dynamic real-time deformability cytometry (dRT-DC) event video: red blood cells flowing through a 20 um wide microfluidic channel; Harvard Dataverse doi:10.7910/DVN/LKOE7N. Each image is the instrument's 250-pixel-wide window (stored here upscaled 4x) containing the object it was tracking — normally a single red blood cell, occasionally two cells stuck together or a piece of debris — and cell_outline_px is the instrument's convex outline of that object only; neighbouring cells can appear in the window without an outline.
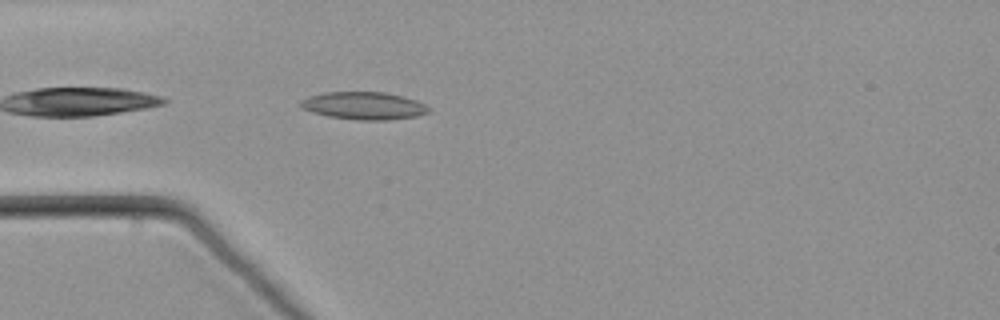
{"species": "common noctule bat (a hibernating species)", "species_latin": "Nyctalus noctula", "temperature_condition": "warm", "stored_images_in_passage": 6, "camera_frame_rate_fps": 3000, "um_per_image_px": 0.085, "animal": {"sex": "male", "body_mass_g": 21.5, "forearm_length_mm": 52.0}, "frame": {"image": 1, "passage_image": 2, "time_ms": 0.333, "image_size_px": [1000, 320], "cell_outline_px": [[432, 108], [428, 112], [416, 116], [388, 120], [356, 120], [328, 116], [312, 112], [300, 108], [300, 100], [308, 96], [324, 92], [384, 92], [404, 96], [416, 100]], "centroid_in_image_um": [30.91, 8.98], "position_along_channel_um": 54.1, "area_um2": 20.75}}
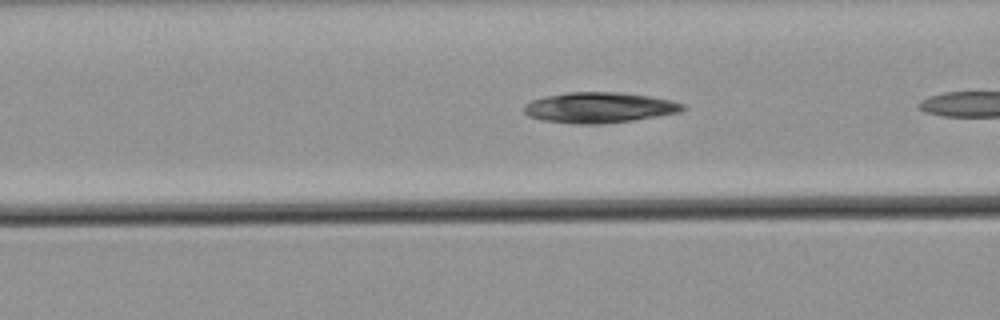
{"frame": {"image": 2, "passage_image": 5, "time_ms": 1.333, "image_size_px": [1000, 320], "cell_outline_px": [[688, 108], [680, 112], [632, 120], [604, 124], [576, 124], [544, 120], [528, 116], [524, 112], [524, 104], [532, 100], [544, 96], [568, 92], [620, 92], [648, 96], [672, 100], [684, 104]], "centroid_in_image_um": [50.94, 9.14], "position_along_channel_um": 115.7, "area_um2": 28.32}}